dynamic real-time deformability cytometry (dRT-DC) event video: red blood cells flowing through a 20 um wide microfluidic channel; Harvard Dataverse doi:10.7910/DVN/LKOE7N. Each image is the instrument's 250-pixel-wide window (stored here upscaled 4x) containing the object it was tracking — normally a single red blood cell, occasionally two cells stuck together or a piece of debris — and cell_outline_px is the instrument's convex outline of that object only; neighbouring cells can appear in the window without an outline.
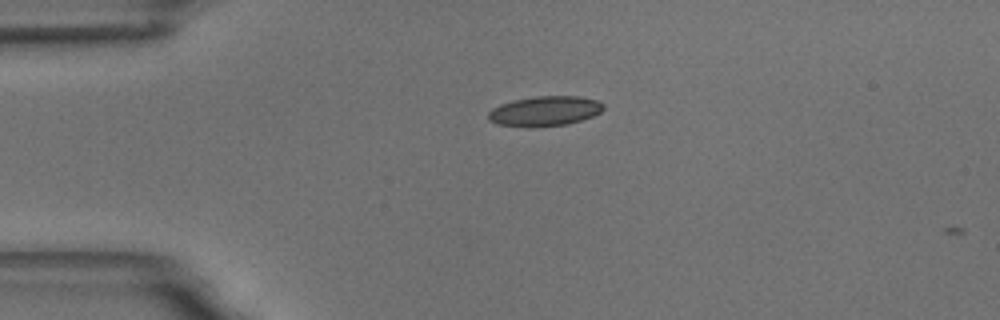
{"species": "common noctule bat (a hibernating species)", "species_latin": "Nyctalus noctula", "temperature_condition": "room temperature", "stored_images_in_passage": 2, "camera_frame_rate_fps": 3000, "um_per_image_px": 0.085, "animal": {"sex": "male", "body_mass_g": 18.8}, "frame": {"image": 1, "passage_image": 1, "time_ms": 0.0, "image_size_px": [1000, 320], "cell_outline_px": [[604, 108], [600, 112], [592, 116], [568, 124], [532, 128], [496, 124], [488, 120], [488, 112], [492, 108], [500, 104], [512, 100], [536, 96], [580, 96], [596, 100], [604, 104]], "centroid_in_image_um": [46.27, 9.45], "position_along_channel_um": 38.7, "area_um2": 20.29}}